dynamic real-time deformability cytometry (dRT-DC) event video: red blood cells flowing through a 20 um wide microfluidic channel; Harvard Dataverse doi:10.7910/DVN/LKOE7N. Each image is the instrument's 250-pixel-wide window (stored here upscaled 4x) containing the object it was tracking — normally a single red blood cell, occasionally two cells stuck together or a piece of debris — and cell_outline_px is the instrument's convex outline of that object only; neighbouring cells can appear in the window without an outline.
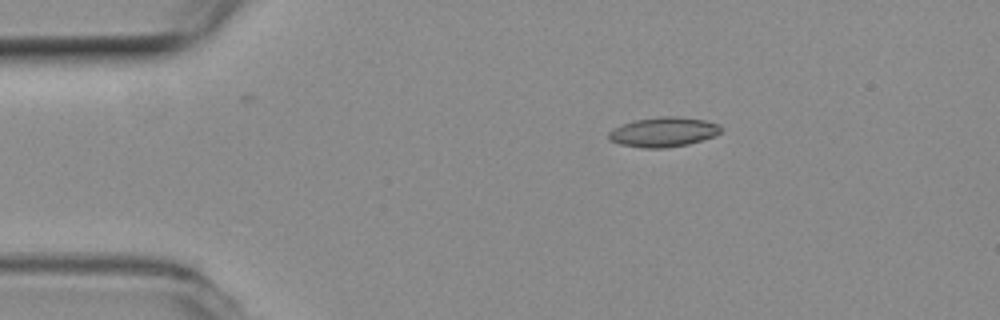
{"species": "common noctule bat (a hibernating species)", "species_latin": "Nyctalus noctula", "temperature_condition": "room temperature", "stored_images_in_passage": 6, "camera_frame_rate_fps": 3000, "um_per_image_px": 0.085, "animal": {"sex": "female", "body_mass_g": 19.3, "forearm_length_mm": 54.1}, "frame": {"image": 1, "passage_image": 3, "time_ms": 0.667, "image_size_px": [1000, 320], "cell_outline_px": [[720, 132], [716, 136], [688, 144], [664, 148], [644, 148], [620, 144], [608, 140], [608, 132], [612, 128], [636, 120], [660, 116], [676, 116], [704, 120], [720, 124]], "centroid_in_image_um": [56.38, 11.22], "position_along_channel_um": 28.6, "area_um2": 19.42}}
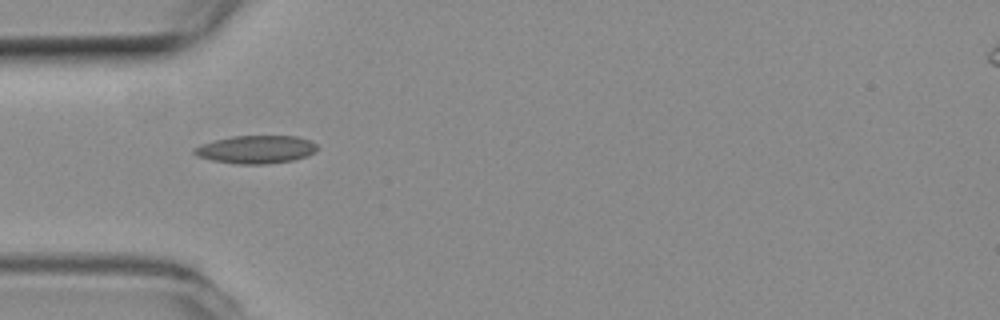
{"frame": {"image": 2, "passage_image": 5, "time_ms": 1.333, "image_size_px": [1000, 320], "cell_outline_px": [[316, 152], [292, 160], [268, 164], [236, 164], [212, 160], [196, 156], [192, 152], [196, 148], [204, 144], [216, 140], [232, 136], [296, 136], [312, 140], [316, 144]], "centroid_in_image_um": [21.79, 12.7], "position_along_channel_um": 63.2, "area_um2": 19.88}}
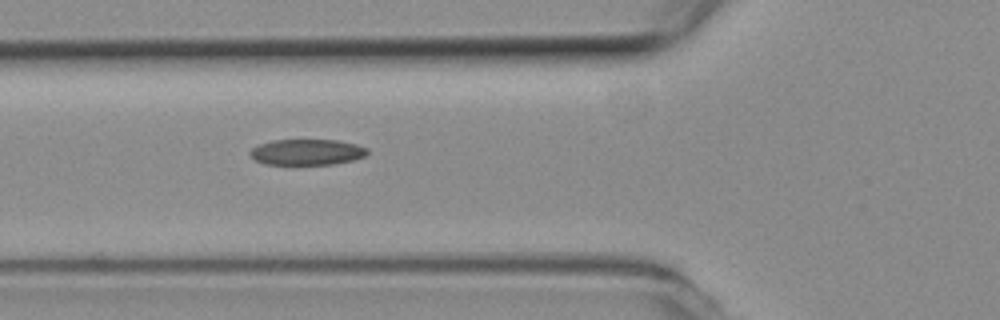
{"frame": {"image": 3, "passage_image": 6, "time_ms": 1.667, "image_size_px": [1000, 320], "cell_outline_px": [[368, 156], [352, 160], [332, 164], [264, 164], [256, 160], [248, 152], [252, 148], [260, 144], [272, 140], [340, 140], [356, 144], [368, 148]], "centroid_in_image_um": [26.13, 12.92], "position_along_channel_um": 99.7, "area_um2": 17.69}}